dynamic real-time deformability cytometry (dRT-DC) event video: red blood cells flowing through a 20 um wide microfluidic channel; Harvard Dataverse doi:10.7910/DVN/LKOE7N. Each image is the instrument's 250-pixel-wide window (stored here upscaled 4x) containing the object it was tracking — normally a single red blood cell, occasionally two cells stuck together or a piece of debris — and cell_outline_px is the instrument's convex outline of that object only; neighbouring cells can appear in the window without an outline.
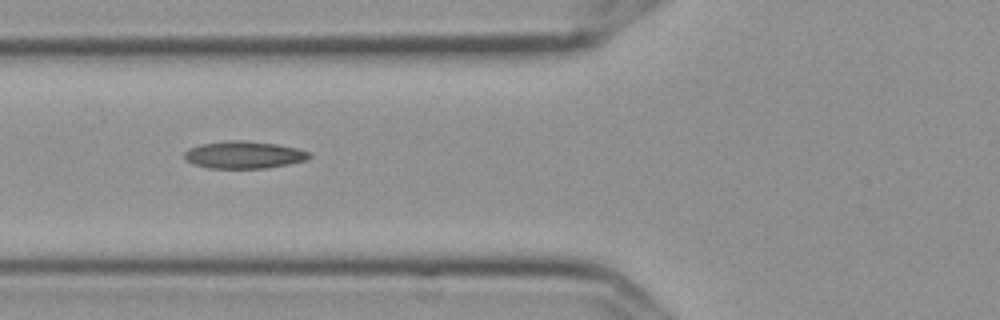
{"species": "Egyptian fruit bat (a non-hibernating species)", "species_latin": "Rousettus aegyptiacus", "temperature_condition": "cold", "stored_images_in_passage": 4, "camera_frame_rate_fps": 3000, "um_per_image_px": 0.085, "frame": {"image": 1, "passage_image": 3, "time_ms": 0.667, "image_size_px": [1000, 320], "cell_outline_px": [[312, 156], [308, 160], [288, 164], [264, 168], [208, 168], [192, 164], [184, 160], [184, 152], [188, 148], [200, 144], [224, 140], [244, 140], [276, 144], [296, 148], [308, 152]], "centroid_in_image_um": [20.68, 13.16], "position_along_channel_um": 105.1, "area_um2": 20.06}}
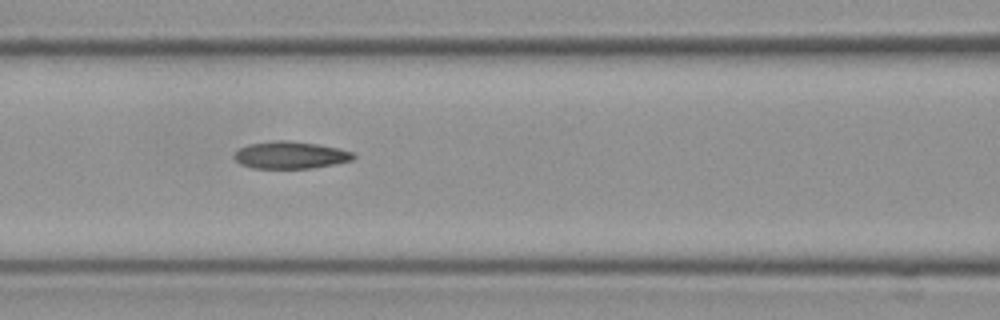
{"frame": {"image": 2, "passage_image": 4, "time_ms": 1.0, "image_size_px": [1000, 320], "cell_outline_px": [[356, 156], [352, 160], [312, 168], [252, 168], [240, 164], [232, 156], [240, 148], [248, 144], [276, 140], [288, 140], [316, 144], [336, 148], [352, 152]], "centroid_in_image_um": [24.64, 13.18], "position_along_channel_um": 142.0, "area_um2": 18.73}}